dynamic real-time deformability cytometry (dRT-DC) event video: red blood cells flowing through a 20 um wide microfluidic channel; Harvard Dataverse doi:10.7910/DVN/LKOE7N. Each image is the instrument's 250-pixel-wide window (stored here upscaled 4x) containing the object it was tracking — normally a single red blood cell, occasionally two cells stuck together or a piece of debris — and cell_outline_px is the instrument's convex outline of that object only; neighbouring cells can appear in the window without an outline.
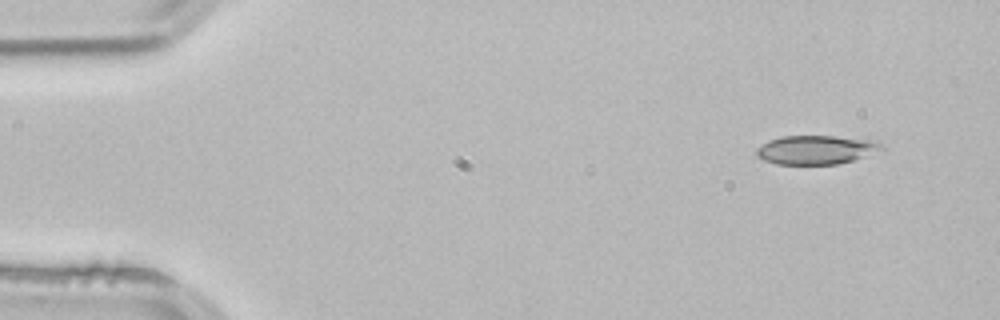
{"species": "common noctule bat (a hibernating species)", "species_latin": "Nyctalus noctula", "temperature_condition": "room temperature", "stored_images_in_passage": 3, "camera_frame_rate_fps": 3000, "um_per_image_px": 0.085, "animal": {"sex": "male", "body_mass_g": 21.5, "forearm_length_mm": 52.0}, "frame": {"image": 1, "passage_image": 1, "time_ms": 0.0, "image_size_px": [1000, 320], "cell_outline_px": [[884, 148], [852, 160], [836, 164], [776, 164], [764, 160], [756, 156], [756, 148], [768, 140], [780, 136], [832, 136], [872, 140], [884, 144]], "centroid_in_image_um": [69.3, 12.72], "position_along_channel_um": 15.7, "area_um2": 20.87}}